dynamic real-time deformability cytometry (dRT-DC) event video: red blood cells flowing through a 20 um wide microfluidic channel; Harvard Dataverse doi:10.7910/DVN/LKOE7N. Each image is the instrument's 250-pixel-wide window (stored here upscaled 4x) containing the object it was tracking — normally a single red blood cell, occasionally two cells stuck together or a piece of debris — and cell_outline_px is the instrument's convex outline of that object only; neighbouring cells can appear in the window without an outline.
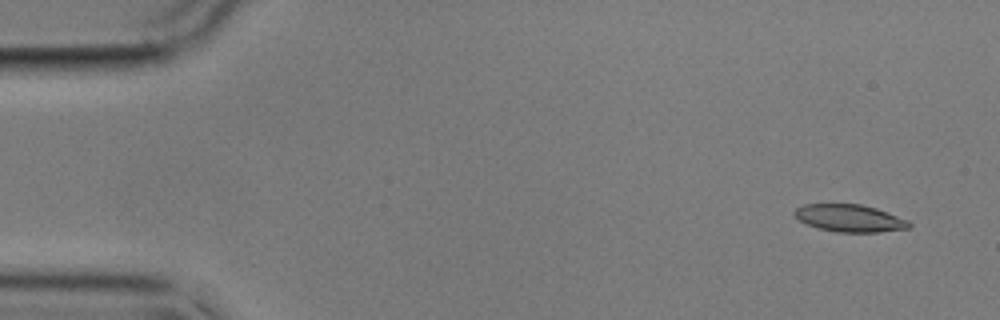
{"species": "common noctule bat (a hibernating species)", "species_latin": "Nyctalus noctula", "temperature_condition": "cold", "stored_images_in_passage": 7, "camera_frame_rate_fps": 3000, "um_per_image_px": 0.085, "animal": {"sex": "male", "body_mass_g": 17.9}, "frame": {"image": 1, "passage_image": 1, "time_ms": 0.0, "image_size_px": [1000, 320], "cell_outline_px": [[912, 224], [908, 228], [880, 232], [836, 232], [816, 228], [800, 220], [792, 212], [796, 208], [804, 204], [860, 204], [876, 208], [908, 220]], "centroid_in_image_um": [72.21, 18.55], "position_along_channel_um": 12.8, "area_um2": 18.21}}
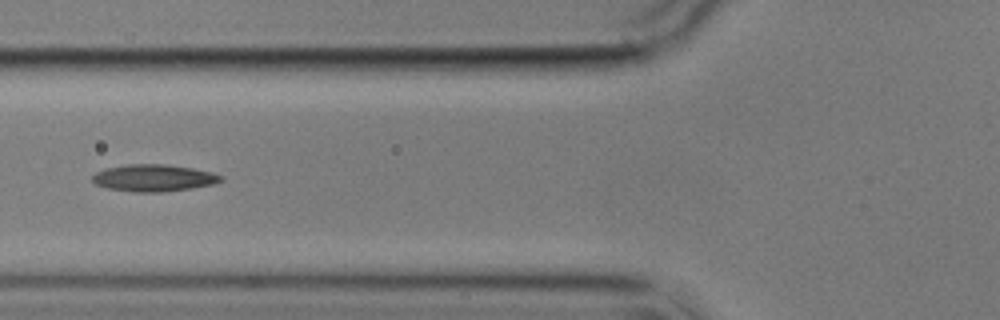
{"frame": {"image": 2, "passage_image": 6, "time_ms": 6.0, "image_size_px": [1000, 320], "cell_outline_px": [[224, 180], [212, 184], [192, 188], [160, 192], [136, 192], [108, 188], [96, 184], [92, 180], [92, 176], [96, 172], [104, 168], [128, 164], [164, 164], [192, 168], [212, 172], [224, 176]], "centroid_in_image_um": [13.07, 15.12], "position_along_channel_um": 112.7, "area_um2": 20.17}}
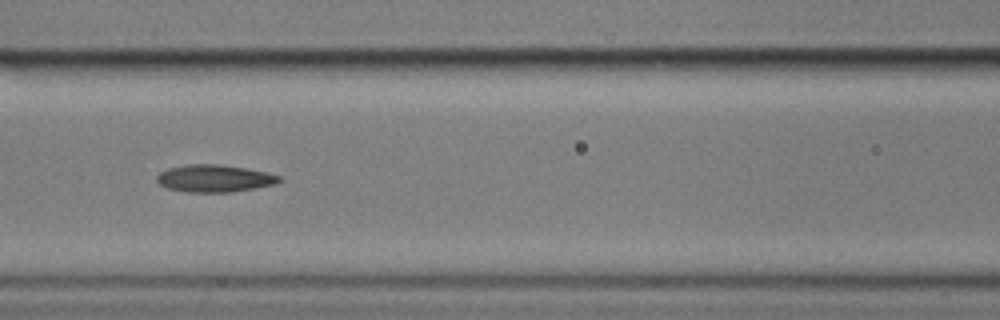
{"frame": {"image": 3, "passage_image": 7, "time_ms": 7.0, "image_size_px": [1000, 320], "cell_outline_px": [[280, 180], [276, 184], [256, 188], [232, 192], [188, 192], [168, 188], [160, 184], [156, 180], [156, 176], [160, 172], [168, 168], [188, 164], [220, 164], [248, 168], [268, 172], [280, 176]], "centroid_in_image_um": [18.24, 15.16], "position_along_channel_um": 148.4, "area_um2": 19.59}}